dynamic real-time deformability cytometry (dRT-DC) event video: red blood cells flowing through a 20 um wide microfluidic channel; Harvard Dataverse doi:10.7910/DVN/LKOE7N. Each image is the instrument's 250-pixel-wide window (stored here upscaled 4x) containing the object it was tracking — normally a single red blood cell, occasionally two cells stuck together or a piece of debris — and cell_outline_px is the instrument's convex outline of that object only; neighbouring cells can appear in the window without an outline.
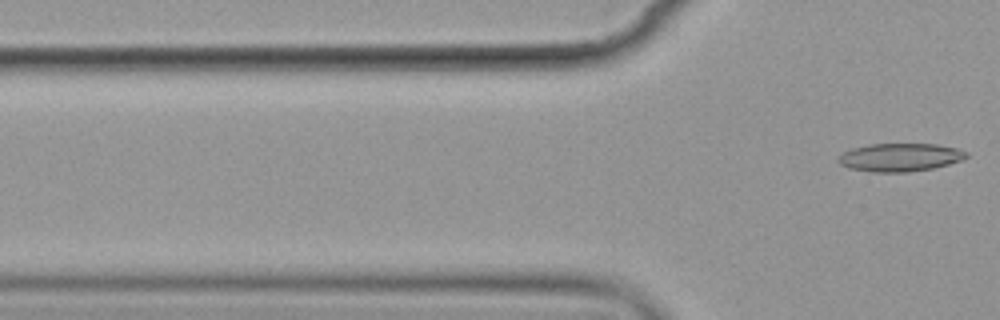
{"species": "common noctule bat (a hibernating species)", "species_latin": "Nyctalus noctula", "temperature_condition": "cold", "stored_images_in_passage": 6, "camera_frame_rate_fps": 3000, "um_per_image_px": 0.085, "animal": {"sex": "female", "body_mass_g": 19.9}, "frame": {"image": 1, "passage_image": 6, "time_ms": 6.667, "image_size_px": [1000, 320], "cell_outline_px": [[968, 156], [960, 160], [948, 164], [932, 168], [908, 172], [872, 172], [848, 168], [840, 164], [836, 160], [836, 156], [852, 148], [868, 144], [936, 144], [956, 148], [968, 152]], "centroid_in_image_um": [76.45, 13.37], "position_along_channel_um": 49.4, "area_um2": 21.04}}